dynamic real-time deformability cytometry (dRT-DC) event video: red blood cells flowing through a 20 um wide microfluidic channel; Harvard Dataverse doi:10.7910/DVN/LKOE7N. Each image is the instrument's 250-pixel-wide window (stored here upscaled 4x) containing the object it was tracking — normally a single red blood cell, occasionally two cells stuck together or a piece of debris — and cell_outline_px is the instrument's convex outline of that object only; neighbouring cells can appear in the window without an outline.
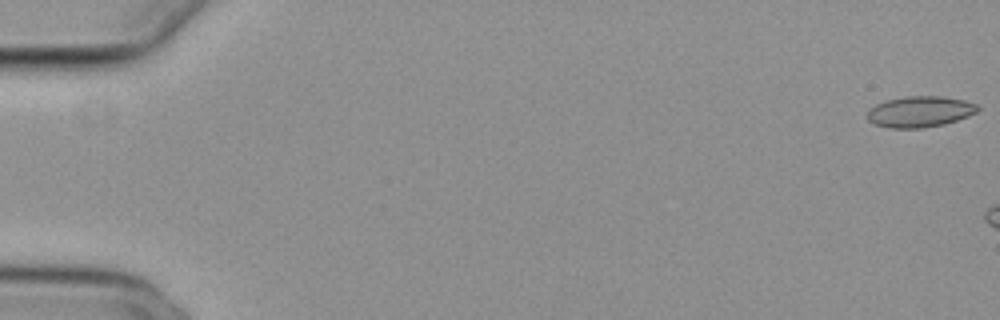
{"species": "common noctule bat (a hibernating species)", "species_latin": "Nyctalus noctula", "temperature_condition": "cold", "stored_images_in_passage": 10, "camera_frame_rate_fps": 3000, "um_per_image_px": 0.085, "animal": {"sex": "female", "body_mass_g": 29.2, "forearm_length_mm": 56.3}, "frame": {"image": 1, "passage_image": 1, "time_ms": 0.0, "image_size_px": [1000, 320], "cell_outline_px": [[980, 108], [976, 112], [968, 116], [944, 124], [924, 128], [888, 128], [876, 124], [868, 120], [868, 108], [876, 104], [888, 100], [908, 96], [940, 96], [964, 100], [976, 104]], "centroid_in_image_um": [78.19, 9.49], "position_along_channel_um": 6.8, "area_um2": 19.83}}